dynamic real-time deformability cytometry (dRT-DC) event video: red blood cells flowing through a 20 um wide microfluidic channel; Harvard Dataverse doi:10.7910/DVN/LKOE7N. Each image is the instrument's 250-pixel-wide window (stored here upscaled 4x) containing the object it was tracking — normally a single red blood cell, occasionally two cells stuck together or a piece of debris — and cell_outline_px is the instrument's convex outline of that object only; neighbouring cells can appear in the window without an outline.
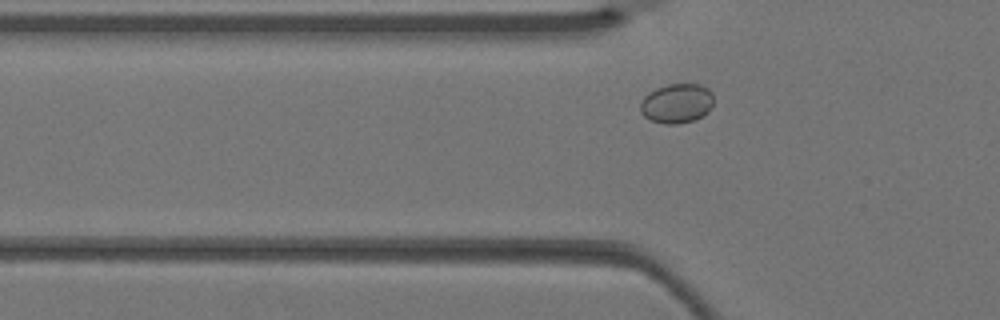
{"species": "Egyptian fruit bat (a non-hibernating species)", "species_latin": "Rousettus aegyptiacus", "temperature_condition": "warm", "stored_images_in_passage": 5, "camera_frame_rate_fps": 3000, "um_per_image_px": 0.085, "animal": {"sex": "female"}, "frame": {"image": 1, "passage_image": 5, "time_ms": 1.333, "image_size_px": [1000, 320], "cell_outline_px": [[712, 108], [708, 112], [696, 120], [676, 124], [664, 124], [652, 120], [644, 116], [640, 112], [640, 104], [644, 96], [648, 92], [656, 88], [668, 84], [700, 84], [708, 88], [712, 92]], "centroid_in_image_um": [57.53, 8.79], "position_along_channel_um": 68.3, "area_um2": 17.05}}